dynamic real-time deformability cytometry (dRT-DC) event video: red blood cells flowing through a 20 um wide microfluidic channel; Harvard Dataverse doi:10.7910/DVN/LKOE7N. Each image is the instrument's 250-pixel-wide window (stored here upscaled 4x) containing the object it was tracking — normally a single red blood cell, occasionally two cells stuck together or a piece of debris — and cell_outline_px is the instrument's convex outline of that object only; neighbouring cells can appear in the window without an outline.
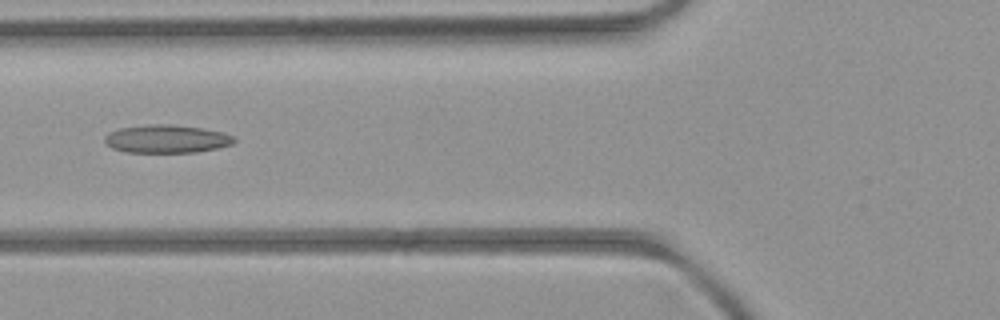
{"species": "common noctule bat (a hibernating species)", "species_latin": "Nyctalus noctula", "temperature_condition": "room temperature", "stored_images_in_passage": 3, "camera_frame_rate_fps": 3000, "um_per_image_px": 0.085, "animal": {"sex": "female", "body_mass_g": 21.9}, "frame": {"image": 1, "passage_image": 2, "time_ms": 1.333, "image_size_px": [1000, 320], "cell_outline_px": [[236, 140], [232, 144], [216, 148], [196, 152], [124, 152], [112, 148], [104, 140], [104, 136], [120, 128], [148, 124], [172, 124], [200, 128], [224, 132], [232, 136]], "centroid_in_image_um": [14.16, 11.8], "position_along_channel_um": 111.6, "area_um2": 21.04}}
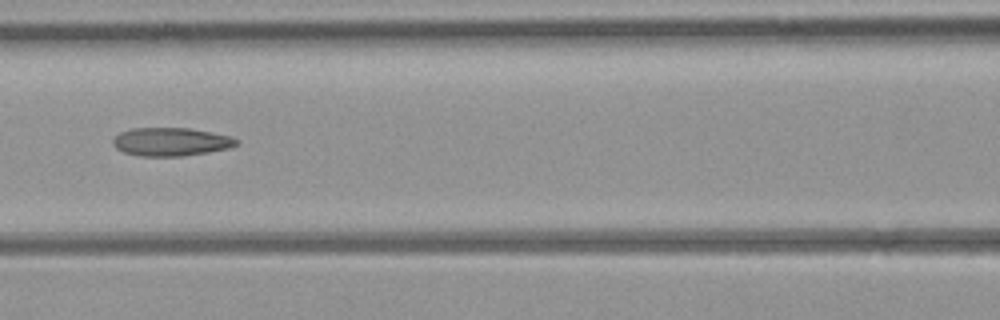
{"frame": {"image": 2, "passage_image": 3, "time_ms": 2.333, "image_size_px": [1000, 320], "cell_outline_px": [[240, 144], [228, 148], [208, 152], [184, 156], [140, 156], [124, 152], [116, 148], [112, 144], [112, 140], [120, 132], [132, 128], [188, 128], [232, 136], [240, 140]], "centroid_in_image_um": [14.55, 12.05], "position_along_channel_um": 152.0, "area_um2": 20.46}}